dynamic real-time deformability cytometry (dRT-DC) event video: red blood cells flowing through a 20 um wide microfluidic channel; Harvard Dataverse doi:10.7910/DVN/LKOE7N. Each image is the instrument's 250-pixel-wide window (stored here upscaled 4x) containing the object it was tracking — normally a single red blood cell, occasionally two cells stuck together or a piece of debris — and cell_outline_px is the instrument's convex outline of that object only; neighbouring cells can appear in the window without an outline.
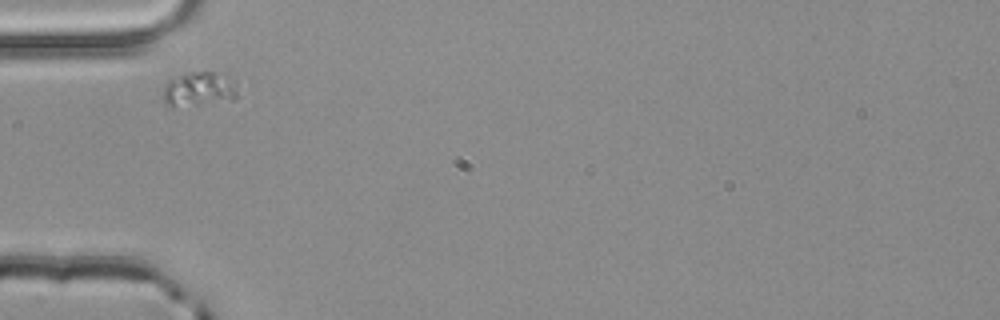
{"species": "common noctule bat (a hibernating species)", "species_latin": "Nyctalus noctula", "temperature_condition": "room temperature", "stored_images_in_passage": 1, "camera_frame_rate_fps": 3000, "um_per_image_px": 0.085, "animal": {"sex": "male", "body_mass_g": 20.4}, "frame": {"image": 1, "passage_image": 1, "time_ms": 0.0, "image_size_px": [1000, 320], "cell_outline_px": [[236, 100], [172, 108], [168, 108], [160, 96], [168, 80], [184, 72], [212, 72], [236, 84]], "centroid_in_image_um": [16.79, 7.63], "position_along_channel_um": 68.2, "area_um2": 15.14}}